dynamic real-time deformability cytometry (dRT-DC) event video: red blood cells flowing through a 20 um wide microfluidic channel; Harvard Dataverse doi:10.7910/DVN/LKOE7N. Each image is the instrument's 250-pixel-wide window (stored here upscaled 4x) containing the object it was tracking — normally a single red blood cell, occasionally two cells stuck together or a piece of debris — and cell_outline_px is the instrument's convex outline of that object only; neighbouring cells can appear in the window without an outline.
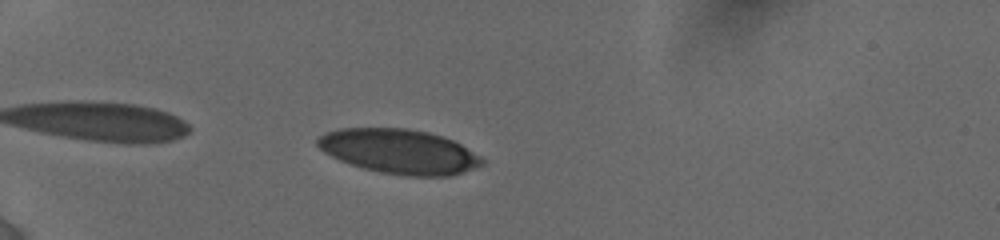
{"species": "human", "species_latin": "Homo sapiens", "temperature_condition": "cold", "stored_images_in_passage": 11, "camera_frame_rate_fps": 3000, "um_per_image_px": 0.085, "donor": {"sex": "female"}, "frame": {"image": 1, "passage_image": 2, "time_ms": 0.667, "image_size_px": [1000, 240], "cell_outline_px": [[484, 164], [448, 176], [408, 176], [380, 172], [364, 168], [340, 160], [324, 152], [316, 144], [316, 140], [324, 132], [340, 128], [408, 128], [428, 132], [452, 140], [460, 144], [480, 156], [484, 160]], "centroid_in_image_um": [33.9, 12.86], "position_along_channel_um": 51.1, "area_um2": 42.37}}
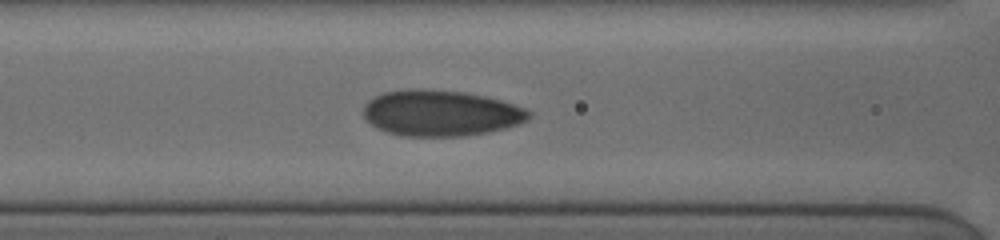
{"frame": {"image": 2, "passage_image": 7, "time_ms": 3.667, "image_size_px": [1000, 240], "cell_outline_px": [[532, 112], [528, 120], [504, 128], [488, 132], [464, 136], [400, 136], [376, 128], [364, 116], [364, 104], [368, 100], [384, 92], [408, 88], [420, 88], [464, 92], [484, 96], [500, 100], [524, 108]], "centroid_in_image_um": [37.44, 9.61], "position_along_channel_um": 129.2, "area_um2": 44.27}}
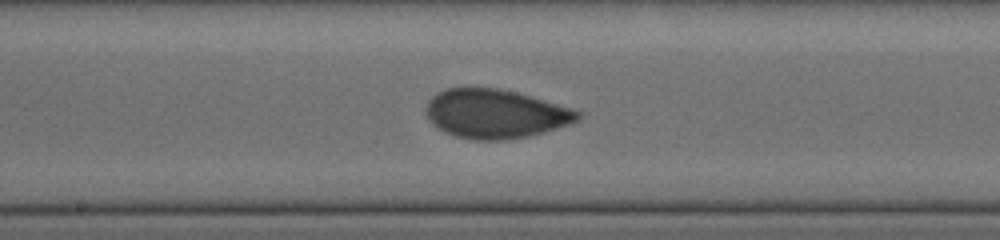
{"frame": {"image": 3, "passage_image": 10, "time_ms": 5.667, "image_size_px": [1000, 240], "cell_outline_px": [[580, 120], [544, 132], [528, 136], [504, 140], [472, 140], [456, 136], [444, 132], [436, 128], [428, 120], [424, 112], [428, 100], [436, 92], [444, 88], [500, 88], [516, 92], [568, 108], [580, 112]], "centroid_in_image_um": [42.01, 9.68], "position_along_channel_um": 206.2, "area_um2": 43.23}}